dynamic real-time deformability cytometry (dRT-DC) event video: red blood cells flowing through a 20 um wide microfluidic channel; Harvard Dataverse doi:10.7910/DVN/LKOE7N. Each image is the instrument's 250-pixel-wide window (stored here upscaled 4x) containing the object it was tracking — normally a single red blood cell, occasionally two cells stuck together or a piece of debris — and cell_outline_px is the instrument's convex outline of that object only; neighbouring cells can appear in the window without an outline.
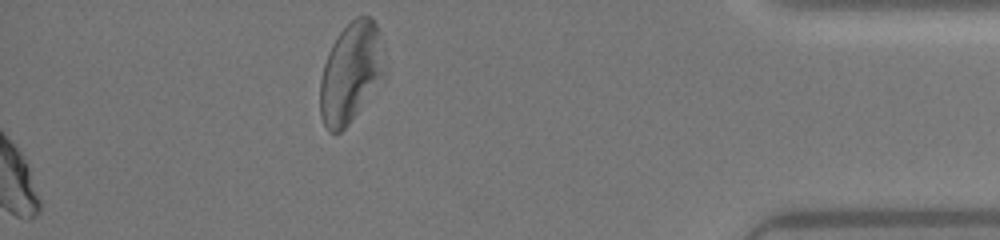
{"species": "human", "species_latin": "Homo sapiens", "temperature_condition": "warm", "stored_images_in_passage": 37, "camera_frame_rate_fps": 3000, "um_per_image_px": 0.085, "donor": {"sex": "female"}, "frame": {"image": 1, "passage_image": 37, "time_ms": 12.0, "image_size_px": [1000, 240], "cell_outline_px": [[388, 72], [348, 124], [340, 132], [328, 132], [320, 116], [320, 80], [324, 64], [328, 52], [332, 44], [340, 32], [356, 16], [372, 16], [376, 24], [388, 68]], "centroid_in_image_um": [29.84, 6.16], "position_along_channel_um": 405.4, "area_um2": 37.8}, "authors_computed_cell_mechanics": {"area_um2": 41.5004, "velocity_mm_per_s": 4.3478, "shape_relaxation_time_tau1_ms": 3.3585, "shape_relaxation_time_tau2_ms": null, "deformation_change_tau1": 0.1281, "deformation_change_tau2": null}}